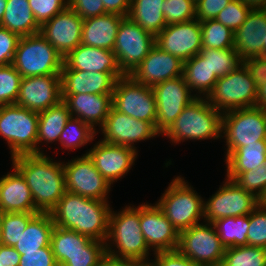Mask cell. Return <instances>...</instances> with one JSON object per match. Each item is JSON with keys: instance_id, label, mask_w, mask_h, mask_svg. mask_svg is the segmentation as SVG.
I'll return each mask as SVG.
<instances>
[{"instance_id": "cell-33", "label": "cell", "mask_w": 266, "mask_h": 266, "mask_svg": "<svg viewBox=\"0 0 266 266\" xmlns=\"http://www.w3.org/2000/svg\"><path fill=\"white\" fill-rule=\"evenodd\" d=\"M265 160L266 140L237 148L225 157L226 177L233 180L241 172L257 169Z\"/></svg>"}, {"instance_id": "cell-11", "label": "cell", "mask_w": 266, "mask_h": 266, "mask_svg": "<svg viewBox=\"0 0 266 266\" xmlns=\"http://www.w3.org/2000/svg\"><path fill=\"white\" fill-rule=\"evenodd\" d=\"M112 107L120 113L153 123L156 128V100L150 86L135 81L130 75L116 80Z\"/></svg>"}, {"instance_id": "cell-58", "label": "cell", "mask_w": 266, "mask_h": 266, "mask_svg": "<svg viewBox=\"0 0 266 266\" xmlns=\"http://www.w3.org/2000/svg\"><path fill=\"white\" fill-rule=\"evenodd\" d=\"M257 106L266 110V81L258 86Z\"/></svg>"}, {"instance_id": "cell-1", "label": "cell", "mask_w": 266, "mask_h": 266, "mask_svg": "<svg viewBox=\"0 0 266 266\" xmlns=\"http://www.w3.org/2000/svg\"><path fill=\"white\" fill-rule=\"evenodd\" d=\"M12 165L25 178L40 213H50L66 190L63 162L46 154H20L11 157Z\"/></svg>"}, {"instance_id": "cell-47", "label": "cell", "mask_w": 266, "mask_h": 266, "mask_svg": "<svg viewBox=\"0 0 266 266\" xmlns=\"http://www.w3.org/2000/svg\"><path fill=\"white\" fill-rule=\"evenodd\" d=\"M28 2L40 27L68 7V0H28Z\"/></svg>"}, {"instance_id": "cell-30", "label": "cell", "mask_w": 266, "mask_h": 266, "mask_svg": "<svg viewBox=\"0 0 266 266\" xmlns=\"http://www.w3.org/2000/svg\"><path fill=\"white\" fill-rule=\"evenodd\" d=\"M54 226L49 213H37L29 221L14 248L20 255H24V252L38 251L49 246Z\"/></svg>"}, {"instance_id": "cell-29", "label": "cell", "mask_w": 266, "mask_h": 266, "mask_svg": "<svg viewBox=\"0 0 266 266\" xmlns=\"http://www.w3.org/2000/svg\"><path fill=\"white\" fill-rule=\"evenodd\" d=\"M123 18L118 14L106 13L83 20L81 44L113 51Z\"/></svg>"}, {"instance_id": "cell-53", "label": "cell", "mask_w": 266, "mask_h": 266, "mask_svg": "<svg viewBox=\"0 0 266 266\" xmlns=\"http://www.w3.org/2000/svg\"><path fill=\"white\" fill-rule=\"evenodd\" d=\"M257 86L266 81V57L256 56L242 61Z\"/></svg>"}, {"instance_id": "cell-52", "label": "cell", "mask_w": 266, "mask_h": 266, "mask_svg": "<svg viewBox=\"0 0 266 266\" xmlns=\"http://www.w3.org/2000/svg\"><path fill=\"white\" fill-rule=\"evenodd\" d=\"M231 2V0H198L196 19L199 22L213 20Z\"/></svg>"}, {"instance_id": "cell-39", "label": "cell", "mask_w": 266, "mask_h": 266, "mask_svg": "<svg viewBox=\"0 0 266 266\" xmlns=\"http://www.w3.org/2000/svg\"><path fill=\"white\" fill-rule=\"evenodd\" d=\"M221 266H266V248L251 245L226 248Z\"/></svg>"}, {"instance_id": "cell-32", "label": "cell", "mask_w": 266, "mask_h": 266, "mask_svg": "<svg viewBox=\"0 0 266 266\" xmlns=\"http://www.w3.org/2000/svg\"><path fill=\"white\" fill-rule=\"evenodd\" d=\"M38 116L37 154H44V150L40 148V143L44 141V143L49 144L59 141L60 134L71 118V114L67 105L61 100L57 105L39 112Z\"/></svg>"}, {"instance_id": "cell-35", "label": "cell", "mask_w": 266, "mask_h": 266, "mask_svg": "<svg viewBox=\"0 0 266 266\" xmlns=\"http://www.w3.org/2000/svg\"><path fill=\"white\" fill-rule=\"evenodd\" d=\"M164 0H131L128 18L155 37L167 26L162 13Z\"/></svg>"}, {"instance_id": "cell-62", "label": "cell", "mask_w": 266, "mask_h": 266, "mask_svg": "<svg viewBox=\"0 0 266 266\" xmlns=\"http://www.w3.org/2000/svg\"><path fill=\"white\" fill-rule=\"evenodd\" d=\"M0 244H1V224H0Z\"/></svg>"}, {"instance_id": "cell-7", "label": "cell", "mask_w": 266, "mask_h": 266, "mask_svg": "<svg viewBox=\"0 0 266 266\" xmlns=\"http://www.w3.org/2000/svg\"><path fill=\"white\" fill-rule=\"evenodd\" d=\"M38 112L16 104L0 105V136L10 148L11 157L37 154Z\"/></svg>"}, {"instance_id": "cell-41", "label": "cell", "mask_w": 266, "mask_h": 266, "mask_svg": "<svg viewBox=\"0 0 266 266\" xmlns=\"http://www.w3.org/2000/svg\"><path fill=\"white\" fill-rule=\"evenodd\" d=\"M37 213H0L1 244L14 247L29 221Z\"/></svg>"}, {"instance_id": "cell-22", "label": "cell", "mask_w": 266, "mask_h": 266, "mask_svg": "<svg viewBox=\"0 0 266 266\" xmlns=\"http://www.w3.org/2000/svg\"><path fill=\"white\" fill-rule=\"evenodd\" d=\"M184 62L156 44L143 61L129 74L135 81L146 86H154L160 82L183 75Z\"/></svg>"}, {"instance_id": "cell-24", "label": "cell", "mask_w": 266, "mask_h": 266, "mask_svg": "<svg viewBox=\"0 0 266 266\" xmlns=\"http://www.w3.org/2000/svg\"><path fill=\"white\" fill-rule=\"evenodd\" d=\"M266 37V9H251L245 22L234 31V48L240 59L262 56Z\"/></svg>"}, {"instance_id": "cell-42", "label": "cell", "mask_w": 266, "mask_h": 266, "mask_svg": "<svg viewBox=\"0 0 266 266\" xmlns=\"http://www.w3.org/2000/svg\"><path fill=\"white\" fill-rule=\"evenodd\" d=\"M233 181L263 202L266 198V160L255 170L241 172Z\"/></svg>"}, {"instance_id": "cell-57", "label": "cell", "mask_w": 266, "mask_h": 266, "mask_svg": "<svg viewBox=\"0 0 266 266\" xmlns=\"http://www.w3.org/2000/svg\"><path fill=\"white\" fill-rule=\"evenodd\" d=\"M101 266H149V263L140 260L114 259L106 257Z\"/></svg>"}, {"instance_id": "cell-5", "label": "cell", "mask_w": 266, "mask_h": 266, "mask_svg": "<svg viewBox=\"0 0 266 266\" xmlns=\"http://www.w3.org/2000/svg\"><path fill=\"white\" fill-rule=\"evenodd\" d=\"M156 204L178 232L204 219L203 198L181 176L174 177Z\"/></svg>"}, {"instance_id": "cell-20", "label": "cell", "mask_w": 266, "mask_h": 266, "mask_svg": "<svg viewBox=\"0 0 266 266\" xmlns=\"http://www.w3.org/2000/svg\"><path fill=\"white\" fill-rule=\"evenodd\" d=\"M140 228L147 246L154 253L177 249L179 232L157 204L142 203L140 205Z\"/></svg>"}, {"instance_id": "cell-38", "label": "cell", "mask_w": 266, "mask_h": 266, "mask_svg": "<svg viewBox=\"0 0 266 266\" xmlns=\"http://www.w3.org/2000/svg\"><path fill=\"white\" fill-rule=\"evenodd\" d=\"M199 54L208 62V65L218 78L223 77L242 64L235 48L201 49Z\"/></svg>"}, {"instance_id": "cell-10", "label": "cell", "mask_w": 266, "mask_h": 266, "mask_svg": "<svg viewBox=\"0 0 266 266\" xmlns=\"http://www.w3.org/2000/svg\"><path fill=\"white\" fill-rule=\"evenodd\" d=\"M225 249L212 223L203 222L179 232L177 250L201 266H221Z\"/></svg>"}, {"instance_id": "cell-51", "label": "cell", "mask_w": 266, "mask_h": 266, "mask_svg": "<svg viewBox=\"0 0 266 266\" xmlns=\"http://www.w3.org/2000/svg\"><path fill=\"white\" fill-rule=\"evenodd\" d=\"M68 7L83 20L106 14L102 0H68Z\"/></svg>"}, {"instance_id": "cell-40", "label": "cell", "mask_w": 266, "mask_h": 266, "mask_svg": "<svg viewBox=\"0 0 266 266\" xmlns=\"http://www.w3.org/2000/svg\"><path fill=\"white\" fill-rule=\"evenodd\" d=\"M202 49L234 48V32L222 23L213 20L200 22Z\"/></svg>"}, {"instance_id": "cell-14", "label": "cell", "mask_w": 266, "mask_h": 266, "mask_svg": "<svg viewBox=\"0 0 266 266\" xmlns=\"http://www.w3.org/2000/svg\"><path fill=\"white\" fill-rule=\"evenodd\" d=\"M151 88L157 108L156 130L162 136L182 110L197 98V93L191 94L183 76L160 82Z\"/></svg>"}, {"instance_id": "cell-44", "label": "cell", "mask_w": 266, "mask_h": 266, "mask_svg": "<svg viewBox=\"0 0 266 266\" xmlns=\"http://www.w3.org/2000/svg\"><path fill=\"white\" fill-rule=\"evenodd\" d=\"M22 76L12 64L0 66V105L15 104Z\"/></svg>"}, {"instance_id": "cell-36", "label": "cell", "mask_w": 266, "mask_h": 266, "mask_svg": "<svg viewBox=\"0 0 266 266\" xmlns=\"http://www.w3.org/2000/svg\"><path fill=\"white\" fill-rule=\"evenodd\" d=\"M212 224L225 248L247 245L249 215L217 219Z\"/></svg>"}, {"instance_id": "cell-8", "label": "cell", "mask_w": 266, "mask_h": 266, "mask_svg": "<svg viewBox=\"0 0 266 266\" xmlns=\"http://www.w3.org/2000/svg\"><path fill=\"white\" fill-rule=\"evenodd\" d=\"M257 91L258 86L242 63L229 74L220 77L206 99L216 110L224 113L257 106Z\"/></svg>"}, {"instance_id": "cell-34", "label": "cell", "mask_w": 266, "mask_h": 266, "mask_svg": "<svg viewBox=\"0 0 266 266\" xmlns=\"http://www.w3.org/2000/svg\"><path fill=\"white\" fill-rule=\"evenodd\" d=\"M182 76L191 92L198 93V98H206L219 79L199 53L184 61Z\"/></svg>"}, {"instance_id": "cell-61", "label": "cell", "mask_w": 266, "mask_h": 266, "mask_svg": "<svg viewBox=\"0 0 266 266\" xmlns=\"http://www.w3.org/2000/svg\"><path fill=\"white\" fill-rule=\"evenodd\" d=\"M263 41H264V52L262 56L266 57V37L263 39Z\"/></svg>"}, {"instance_id": "cell-28", "label": "cell", "mask_w": 266, "mask_h": 266, "mask_svg": "<svg viewBox=\"0 0 266 266\" xmlns=\"http://www.w3.org/2000/svg\"><path fill=\"white\" fill-rule=\"evenodd\" d=\"M67 105L71 117L78 118L89 124L102 127L112 107V94H73L61 95Z\"/></svg>"}, {"instance_id": "cell-4", "label": "cell", "mask_w": 266, "mask_h": 266, "mask_svg": "<svg viewBox=\"0 0 266 266\" xmlns=\"http://www.w3.org/2000/svg\"><path fill=\"white\" fill-rule=\"evenodd\" d=\"M223 113L216 110L206 98H196L162 134L173 144L185 140L221 138Z\"/></svg>"}, {"instance_id": "cell-12", "label": "cell", "mask_w": 266, "mask_h": 266, "mask_svg": "<svg viewBox=\"0 0 266 266\" xmlns=\"http://www.w3.org/2000/svg\"><path fill=\"white\" fill-rule=\"evenodd\" d=\"M155 44L153 34L143 30L128 17H124L120 22L113 49L122 72L129 75Z\"/></svg>"}, {"instance_id": "cell-25", "label": "cell", "mask_w": 266, "mask_h": 266, "mask_svg": "<svg viewBox=\"0 0 266 266\" xmlns=\"http://www.w3.org/2000/svg\"><path fill=\"white\" fill-rule=\"evenodd\" d=\"M50 246L58 266L78 253H106L105 242L57 226L52 230Z\"/></svg>"}, {"instance_id": "cell-2", "label": "cell", "mask_w": 266, "mask_h": 266, "mask_svg": "<svg viewBox=\"0 0 266 266\" xmlns=\"http://www.w3.org/2000/svg\"><path fill=\"white\" fill-rule=\"evenodd\" d=\"M108 203L66 191L49 214L57 227L106 242L112 209Z\"/></svg>"}, {"instance_id": "cell-9", "label": "cell", "mask_w": 266, "mask_h": 266, "mask_svg": "<svg viewBox=\"0 0 266 266\" xmlns=\"http://www.w3.org/2000/svg\"><path fill=\"white\" fill-rule=\"evenodd\" d=\"M221 137L226 140V156L237 148L266 140V110L255 106L223 113Z\"/></svg>"}, {"instance_id": "cell-49", "label": "cell", "mask_w": 266, "mask_h": 266, "mask_svg": "<svg viewBox=\"0 0 266 266\" xmlns=\"http://www.w3.org/2000/svg\"><path fill=\"white\" fill-rule=\"evenodd\" d=\"M18 266H58V264L49 245L38 251L24 252V255L20 256Z\"/></svg>"}, {"instance_id": "cell-23", "label": "cell", "mask_w": 266, "mask_h": 266, "mask_svg": "<svg viewBox=\"0 0 266 266\" xmlns=\"http://www.w3.org/2000/svg\"><path fill=\"white\" fill-rule=\"evenodd\" d=\"M61 95L112 94L118 77L114 73L72 70L63 64Z\"/></svg>"}, {"instance_id": "cell-55", "label": "cell", "mask_w": 266, "mask_h": 266, "mask_svg": "<svg viewBox=\"0 0 266 266\" xmlns=\"http://www.w3.org/2000/svg\"><path fill=\"white\" fill-rule=\"evenodd\" d=\"M106 13H114L127 17L131 0H102Z\"/></svg>"}, {"instance_id": "cell-3", "label": "cell", "mask_w": 266, "mask_h": 266, "mask_svg": "<svg viewBox=\"0 0 266 266\" xmlns=\"http://www.w3.org/2000/svg\"><path fill=\"white\" fill-rule=\"evenodd\" d=\"M105 246L109 258L150 262V249L140 228V205H126L119 212L111 209Z\"/></svg>"}, {"instance_id": "cell-13", "label": "cell", "mask_w": 266, "mask_h": 266, "mask_svg": "<svg viewBox=\"0 0 266 266\" xmlns=\"http://www.w3.org/2000/svg\"><path fill=\"white\" fill-rule=\"evenodd\" d=\"M215 194L204 201V222L217 219L249 215L261 201L252 193L246 192L232 179L226 177Z\"/></svg>"}, {"instance_id": "cell-15", "label": "cell", "mask_w": 266, "mask_h": 266, "mask_svg": "<svg viewBox=\"0 0 266 266\" xmlns=\"http://www.w3.org/2000/svg\"><path fill=\"white\" fill-rule=\"evenodd\" d=\"M67 192L108 201L111 185L98 172L88 155L63 162Z\"/></svg>"}, {"instance_id": "cell-56", "label": "cell", "mask_w": 266, "mask_h": 266, "mask_svg": "<svg viewBox=\"0 0 266 266\" xmlns=\"http://www.w3.org/2000/svg\"><path fill=\"white\" fill-rule=\"evenodd\" d=\"M20 256L14 247L0 244V266H18Z\"/></svg>"}, {"instance_id": "cell-54", "label": "cell", "mask_w": 266, "mask_h": 266, "mask_svg": "<svg viewBox=\"0 0 266 266\" xmlns=\"http://www.w3.org/2000/svg\"><path fill=\"white\" fill-rule=\"evenodd\" d=\"M106 257V253H78L61 266H101Z\"/></svg>"}, {"instance_id": "cell-43", "label": "cell", "mask_w": 266, "mask_h": 266, "mask_svg": "<svg viewBox=\"0 0 266 266\" xmlns=\"http://www.w3.org/2000/svg\"><path fill=\"white\" fill-rule=\"evenodd\" d=\"M162 6L166 25L196 19V2L194 0H164Z\"/></svg>"}, {"instance_id": "cell-16", "label": "cell", "mask_w": 266, "mask_h": 266, "mask_svg": "<svg viewBox=\"0 0 266 266\" xmlns=\"http://www.w3.org/2000/svg\"><path fill=\"white\" fill-rule=\"evenodd\" d=\"M101 132L106 143L132 147L137 150L134 143L149 140L159 136L153 123L138 120L126 114L120 113L113 107L102 125Z\"/></svg>"}, {"instance_id": "cell-50", "label": "cell", "mask_w": 266, "mask_h": 266, "mask_svg": "<svg viewBox=\"0 0 266 266\" xmlns=\"http://www.w3.org/2000/svg\"><path fill=\"white\" fill-rule=\"evenodd\" d=\"M153 255H155L154 261L149 262V266H201L181 254L177 249L160 251L153 253Z\"/></svg>"}, {"instance_id": "cell-18", "label": "cell", "mask_w": 266, "mask_h": 266, "mask_svg": "<svg viewBox=\"0 0 266 266\" xmlns=\"http://www.w3.org/2000/svg\"><path fill=\"white\" fill-rule=\"evenodd\" d=\"M155 43L164 52L179 57L183 62L202 49L201 25L197 19L168 24L156 37Z\"/></svg>"}, {"instance_id": "cell-26", "label": "cell", "mask_w": 266, "mask_h": 266, "mask_svg": "<svg viewBox=\"0 0 266 266\" xmlns=\"http://www.w3.org/2000/svg\"><path fill=\"white\" fill-rule=\"evenodd\" d=\"M0 178V213H40L36 208L25 178L12 166Z\"/></svg>"}, {"instance_id": "cell-37", "label": "cell", "mask_w": 266, "mask_h": 266, "mask_svg": "<svg viewBox=\"0 0 266 266\" xmlns=\"http://www.w3.org/2000/svg\"><path fill=\"white\" fill-rule=\"evenodd\" d=\"M97 132L84 121L71 117L60 134L59 143L66 150H76L93 141Z\"/></svg>"}, {"instance_id": "cell-48", "label": "cell", "mask_w": 266, "mask_h": 266, "mask_svg": "<svg viewBox=\"0 0 266 266\" xmlns=\"http://www.w3.org/2000/svg\"><path fill=\"white\" fill-rule=\"evenodd\" d=\"M20 36L0 27V66L12 64Z\"/></svg>"}, {"instance_id": "cell-6", "label": "cell", "mask_w": 266, "mask_h": 266, "mask_svg": "<svg viewBox=\"0 0 266 266\" xmlns=\"http://www.w3.org/2000/svg\"><path fill=\"white\" fill-rule=\"evenodd\" d=\"M63 56L41 33L21 37L12 62L22 77L60 75Z\"/></svg>"}, {"instance_id": "cell-46", "label": "cell", "mask_w": 266, "mask_h": 266, "mask_svg": "<svg viewBox=\"0 0 266 266\" xmlns=\"http://www.w3.org/2000/svg\"><path fill=\"white\" fill-rule=\"evenodd\" d=\"M251 8L239 0L231 2L217 15L216 21L228 27L231 31L238 29L246 20Z\"/></svg>"}, {"instance_id": "cell-31", "label": "cell", "mask_w": 266, "mask_h": 266, "mask_svg": "<svg viewBox=\"0 0 266 266\" xmlns=\"http://www.w3.org/2000/svg\"><path fill=\"white\" fill-rule=\"evenodd\" d=\"M0 27L25 37L40 33L28 0H7L6 9Z\"/></svg>"}, {"instance_id": "cell-60", "label": "cell", "mask_w": 266, "mask_h": 266, "mask_svg": "<svg viewBox=\"0 0 266 266\" xmlns=\"http://www.w3.org/2000/svg\"><path fill=\"white\" fill-rule=\"evenodd\" d=\"M6 5H7V0H0V23L4 15Z\"/></svg>"}, {"instance_id": "cell-27", "label": "cell", "mask_w": 266, "mask_h": 266, "mask_svg": "<svg viewBox=\"0 0 266 266\" xmlns=\"http://www.w3.org/2000/svg\"><path fill=\"white\" fill-rule=\"evenodd\" d=\"M64 63L72 70L114 73L118 78L125 74L119 68L113 51L80 44L65 58Z\"/></svg>"}, {"instance_id": "cell-45", "label": "cell", "mask_w": 266, "mask_h": 266, "mask_svg": "<svg viewBox=\"0 0 266 266\" xmlns=\"http://www.w3.org/2000/svg\"><path fill=\"white\" fill-rule=\"evenodd\" d=\"M247 245L266 248V204L263 202L249 214Z\"/></svg>"}, {"instance_id": "cell-17", "label": "cell", "mask_w": 266, "mask_h": 266, "mask_svg": "<svg viewBox=\"0 0 266 266\" xmlns=\"http://www.w3.org/2000/svg\"><path fill=\"white\" fill-rule=\"evenodd\" d=\"M138 151L132 147L106 143L103 140L94 144L85 153L94 163L98 172L113 185L125 177L137 159Z\"/></svg>"}, {"instance_id": "cell-59", "label": "cell", "mask_w": 266, "mask_h": 266, "mask_svg": "<svg viewBox=\"0 0 266 266\" xmlns=\"http://www.w3.org/2000/svg\"><path fill=\"white\" fill-rule=\"evenodd\" d=\"M251 9H266V0H239Z\"/></svg>"}, {"instance_id": "cell-19", "label": "cell", "mask_w": 266, "mask_h": 266, "mask_svg": "<svg viewBox=\"0 0 266 266\" xmlns=\"http://www.w3.org/2000/svg\"><path fill=\"white\" fill-rule=\"evenodd\" d=\"M61 100V76L43 75L22 77L15 104L39 113Z\"/></svg>"}, {"instance_id": "cell-21", "label": "cell", "mask_w": 266, "mask_h": 266, "mask_svg": "<svg viewBox=\"0 0 266 266\" xmlns=\"http://www.w3.org/2000/svg\"><path fill=\"white\" fill-rule=\"evenodd\" d=\"M83 19L67 7L40 27L43 37L65 58L81 44Z\"/></svg>"}]
</instances>
